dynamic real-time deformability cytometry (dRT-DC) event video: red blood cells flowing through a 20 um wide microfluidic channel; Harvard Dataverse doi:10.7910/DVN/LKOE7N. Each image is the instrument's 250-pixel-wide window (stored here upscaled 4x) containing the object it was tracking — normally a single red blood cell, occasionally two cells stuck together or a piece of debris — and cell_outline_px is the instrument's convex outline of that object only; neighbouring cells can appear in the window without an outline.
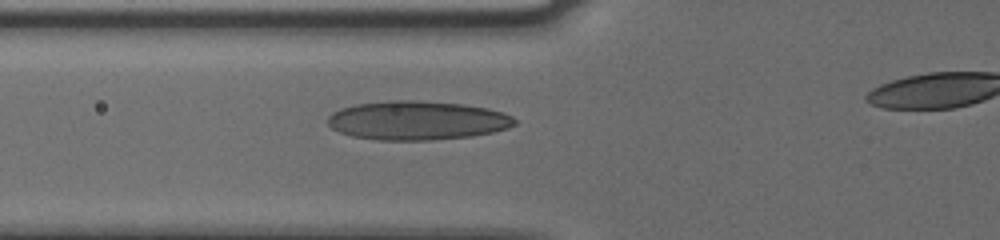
{"species": "human", "species_latin": "Homo sapiens", "temperature_condition": "cold", "stored_images_in_passage": 20, "camera_frame_rate_fps": 3000, "um_per_image_px": 0.085, "donor": {"sex": "male"}, "frame": {"image": 1, "passage_image": 15, "time_ms": 4.667, "image_size_px": [1000, 240], "cell_outline_px": [[516, 124], [508, 128], [492, 132], [472, 136], [428, 140], [380, 140], [352, 136], [340, 132], [332, 128], [328, 124], [328, 116], [332, 112], [340, 108], [356, 104], [388, 100], [412, 100], [464, 104], [488, 108], [504, 112], [512, 116], [516, 120]], "centroid_in_image_um": [35.46, 10.23], "position_along_channel_um": 90.3, "area_um2": 42.54}}
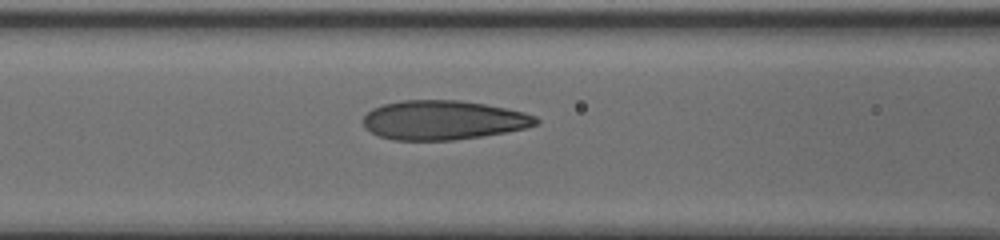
{"frame": {"image": 2, "passage_image": 17, "time_ms": 5.333, "image_size_px": [1000, 240], "cell_outline_px": [[540, 120], [536, 124], [524, 128], [504, 132], [456, 140], [392, 140], [380, 136], [364, 128], [364, 116], [372, 108], [384, 104], [404, 100], [460, 100], [484, 104], [524, 112], [536, 116]], "centroid_in_image_um": [37.65, 10.21], "position_along_channel_um": 128.9, "area_um2": 39.3}}
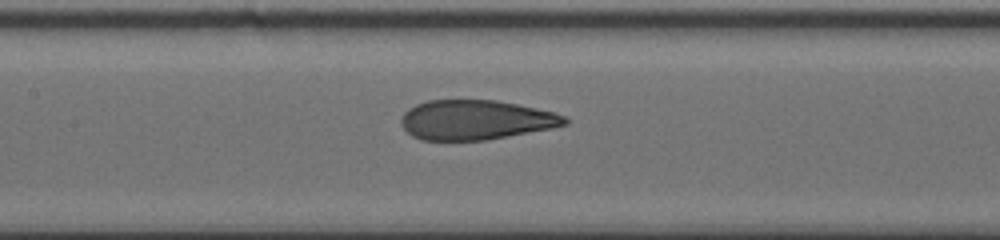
{"frame": {"image": 3, "passage_image": 20, "time_ms": 6.333, "image_size_px": [1000, 240], "cell_outline_px": [[568, 124], [552, 128], [484, 140], [420, 140], [412, 136], [400, 124], [400, 120], [404, 112], [408, 108], [416, 104], [428, 100], [496, 100], [556, 112], [564, 116], [568, 120]], "centroid_in_image_um": [40.41, 10.19], "position_along_channel_um": 167.0, "area_um2": 37.8}}